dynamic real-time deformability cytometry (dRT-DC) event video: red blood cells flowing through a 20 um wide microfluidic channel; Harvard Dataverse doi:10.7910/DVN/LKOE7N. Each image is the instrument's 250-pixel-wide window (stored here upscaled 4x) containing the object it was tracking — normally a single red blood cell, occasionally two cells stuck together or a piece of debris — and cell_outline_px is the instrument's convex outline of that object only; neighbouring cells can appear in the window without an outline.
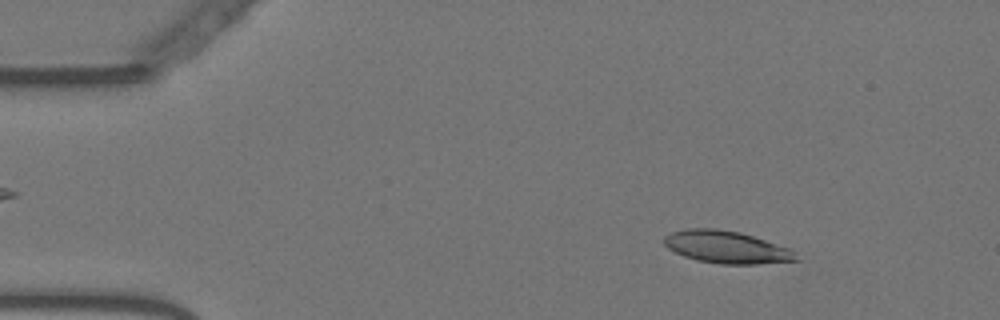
{"species": "Egyptian fruit bat (a non-hibernating species)", "species_latin": "Rousettus aegyptiacus", "temperature_condition": "warm", "stored_images_in_passage": 14, "camera_frame_rate_fps": 3000, "um_per_image_px": 0.085, "animal": {"sex": "female"}, "frame": {"image": 1, "passage_image": 7, "time_ms": 2.0, "image_size_px": [1000, 320], "cell_outline_px": [[800, 260], [756, 264], [720, 264], [696, 260], [684, 256], [668, 248], [664, 244], [664, 236], [672, 232], [684, 228], [716, 228], [740, 232], [792, 248], [796, 252]], "centroid_in_image_um": [61.78, 21.0], "position_along_channel_um": 23.2, "area_um2": 25.14}}